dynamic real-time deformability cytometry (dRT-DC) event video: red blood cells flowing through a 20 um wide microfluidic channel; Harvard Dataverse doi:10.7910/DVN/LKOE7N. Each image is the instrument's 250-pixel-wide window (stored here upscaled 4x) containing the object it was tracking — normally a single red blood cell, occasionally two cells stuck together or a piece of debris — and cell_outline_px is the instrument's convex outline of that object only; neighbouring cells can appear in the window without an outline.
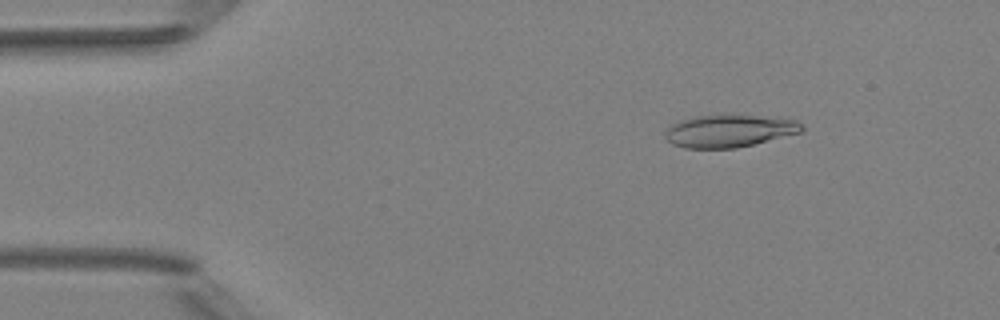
{"species": "Egyptian fruit bat (a non-hibernating species)", "species_latin": "Rousettus aegyptiacus", "temperature_condition": "room temperature", "stored_images_in_passage": 4, "camera_frame_rate_fps": 3000, "um_per_image_px": 0.085, "animal": {"sex": "female"}, "frame": {"image": 1, "passage_image": 2, "time_ms": 1.0, "image_size_px": [1000, 320], "cell_outline_px": [[804, 128], [800, 132], [736, 148], [684, 148], [672, 144], [664, 136], [664, 132], [672, 124], [680, 120], [696, 116], [728, 112], [788, 116], [796, 120]], "centroid_in_image_um": [62.03, 11.06], "position_along_channel_um": 23.0, "area_um2": 26.99}}